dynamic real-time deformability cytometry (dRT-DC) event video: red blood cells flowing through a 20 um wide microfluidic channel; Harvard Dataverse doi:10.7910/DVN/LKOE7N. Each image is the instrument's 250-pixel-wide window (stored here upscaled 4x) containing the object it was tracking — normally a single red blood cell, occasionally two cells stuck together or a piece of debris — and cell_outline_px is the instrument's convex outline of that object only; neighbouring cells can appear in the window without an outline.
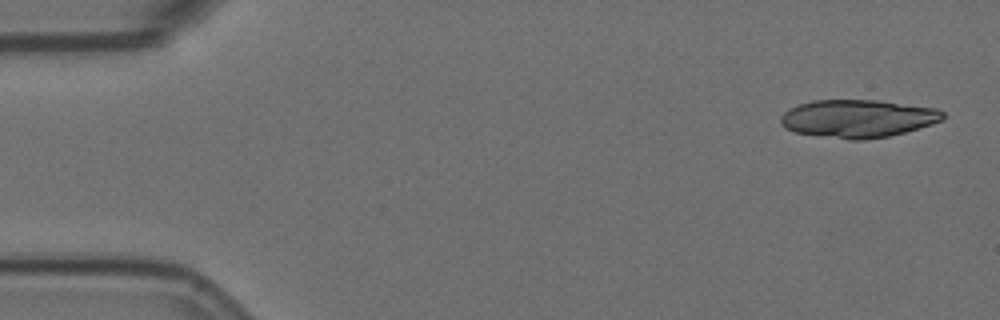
{"species": "Egyptian fruit bat (a non-hibernating species)", "species_latin": "Rousettus aegyptiacus", "temperature_condition": "room temperature", "stored_images_in_passage": 3, "camera_frame_rate_fps": 3000, "um_per_image_px": 0.085, "animal": {"sex": "female"}, "frame": {"image": 1, "passage_image": 1, "time_ms": 0.0, "image_size_px": [1000, 320], "cell_outline_px": [[944, 116], [940, 120], [932, 124], [904, 132], [888, 136], [864, 140], [852, 140], [796, 132], [784, 128], [780, 124], [780, 116], [788, 108], [796, 104], [812, 100], [876, 100], [936, 108], [944, 112]], "centroid_in_image_um": [72.86, 10.07], "position_along_channel_um": 12.1, "area_um2": 35.78}}